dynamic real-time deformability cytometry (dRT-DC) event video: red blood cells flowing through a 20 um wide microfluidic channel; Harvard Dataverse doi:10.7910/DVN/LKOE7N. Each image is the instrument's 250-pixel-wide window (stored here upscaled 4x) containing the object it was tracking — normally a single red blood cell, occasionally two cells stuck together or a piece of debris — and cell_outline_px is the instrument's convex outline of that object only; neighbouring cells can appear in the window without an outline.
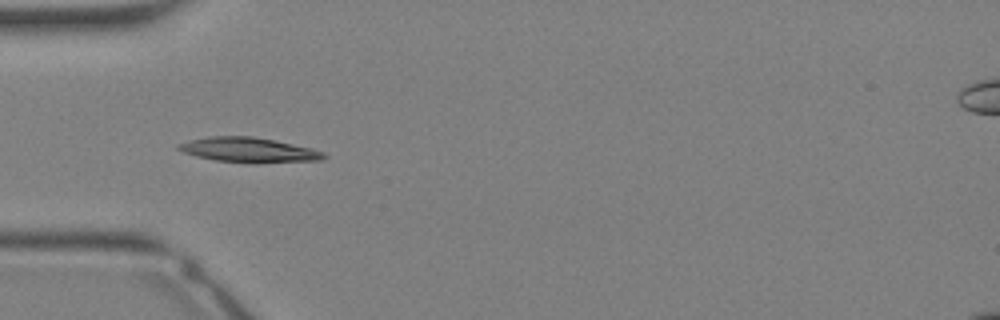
{"species": "Egyptian fruit bat (a non-hibernating species)", "species_latin": "Rousettus aegyptiacus", "temperature_condition": "warm", "stored_images_in_passage": 13, "camera_frame_rate_fps": 3000, "um_per_image_px": 0.085, "animal": {"sex": "female"}, "frame": {"image": 1, "passage_image": 10, "time_ms": 3.0, "image_size_px": [1000, 320], "cell_outline_px": [[328, 156], [320, 160], [256, 164], [252, 164], [216, 160], [196, 156], [184, 152], [176, 148], [176, 144], [208, 136], [252, 136], [312, 148], [324, 152]], "centroid_in_image_um": [21.16, 12.76], "position_along_channel_um": 63.8, "area_um2": 21.15}}